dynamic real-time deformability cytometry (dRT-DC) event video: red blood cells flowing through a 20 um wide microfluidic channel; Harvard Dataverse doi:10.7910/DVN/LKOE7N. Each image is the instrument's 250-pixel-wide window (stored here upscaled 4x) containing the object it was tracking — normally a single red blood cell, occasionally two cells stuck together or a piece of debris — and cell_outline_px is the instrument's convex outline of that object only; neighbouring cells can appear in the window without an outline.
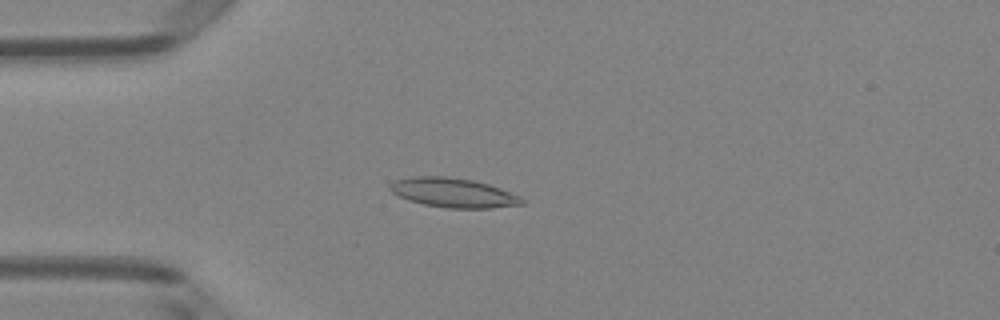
{"species": "Egyptian fruit bat (a non-hibernating species)", "species_latin": "Rousettus aegyptiacus", "temperature_condition": "room temperature", "stored_images_in_passage": 49, "camera_frame_rate_fps": 3000, "um_per_image_px": 0.085, "animal": {"sex": "female"}, "frame": {"image": 1, "passage_image": 12, "time_ms": 3.667, "image_size_px": [1000, 320], "cell_outline_px": [[524, 204], [492, 208], [448, 208], [424, 204], [408, 200], [392, 192], [388, 188], [396, 180], [412, 176], [448, 176], [476, 180], [500, 188], [520, 196], [524, 200]], "centroid_in_image_um": [38.56, 16.37], "position_along_channel_um": 46.4, "area_um2": 22.6}}
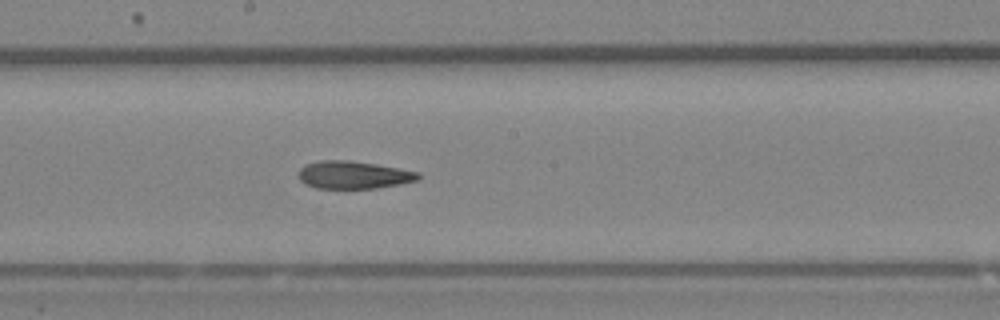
{"frame": {"image": 2, "passage_image": 26, "time_ms": 8.333, "image_size_px": [1000, 320], "cell_outline_px": [[420, 180], [400, 184], [376, 188], [316, 188], [304, 184], [300, 180], [296, 172], [304, 164], [320, 160], [348, 160], [376, 164], [400, 168], [420, 172]], "centroid_in_image_um": [30.03, 14.86], "position_along_channel_um": 218.2, "area_um2": 19.59}}
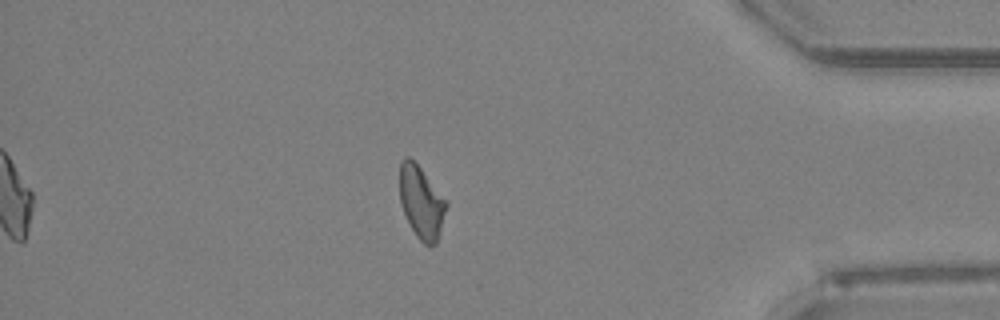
{"frame": {"image": 3, "passage_image": 42, "time_ms": 13.667, "image_size_px": [1000, 320], "cell_outline_px": [[448, 204], [436, 244], [424, 244], [416, 236], [400, 204], [400, 160], [404, 156], [408, 156], [420, 168]], "centroid_in_image_um": [35.79, 17.19], "position_along_channel_um": 399.4, "area_um2": 19.13}, "authors_computed_cell_mechanics": {"area_um2": 20.1722, "velocity_mm_per_s": 4.0552, "shape_relaxation_time_tau1_ms": 5.1523, "shape_relaxation_time_tau2_ms": 2.8433, "deformation_change_tau1": 0.163, "deformation_change_tau2": 0.1105}}